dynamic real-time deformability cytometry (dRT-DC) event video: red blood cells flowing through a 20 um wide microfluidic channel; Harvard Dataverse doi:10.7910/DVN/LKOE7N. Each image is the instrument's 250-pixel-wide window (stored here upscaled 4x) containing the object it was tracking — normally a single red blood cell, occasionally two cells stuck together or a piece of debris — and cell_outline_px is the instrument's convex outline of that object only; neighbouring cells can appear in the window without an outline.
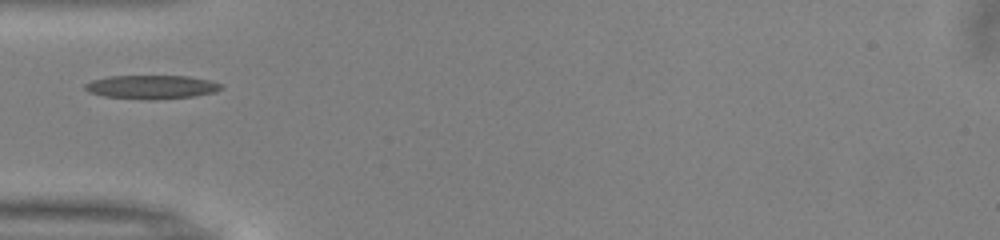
{"species": "common noctule bat (a hibernating species)", "species_latin": "Nyctalus noctula", "temperature_condition": "warm", "stored_images_in_passage": 25, "camera_frame_rate_fps": 3000, "um_per_image_px": 0.085, "animal": {"sex": "male", "body_mass_g": 13.0, "forearm_length_mm": 53.1}, "frame": {"image": 1, "passage_image": 1, "time_ms": 0.0, "image_size_px": [1000, 240], "cell_outline_px": [[224, 88], [216, 92], [192, 96], [156, 100], [148, 100], [104, 96], [88, 92], [84, 88], [84, 84], [92, 80], [108, 76], [188, 76], [212, 80], [224, 84]], "centroid_in_image_um": [12.92, 7.39], "position_along_channel_um": 72.1, "area_um2": 19.07}}
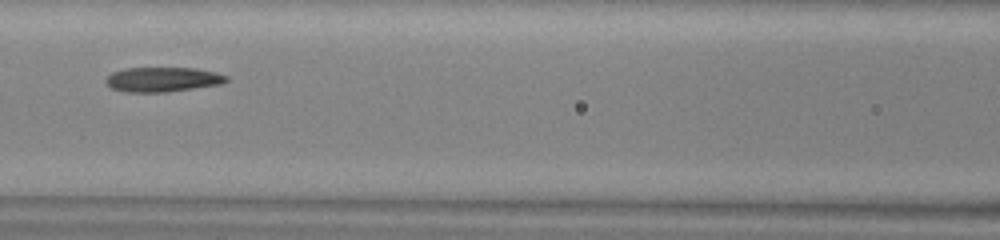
{"frame": {"image": 2, "passage_image": 7, "time_ms": 2.0, "image_size_px": [1000, 240], "cell_outline_px": [[228, 80], [220, 84], [164, 92], [124, 92], [112, 88], [104, 80], [112, 72], [124, 68], [196, 68], [216, 72], [228, 76]], "centroid_in_image_um": [13.81, 6.74], "position_along_channel_um": 152.8, "area_um2": 17.22}}
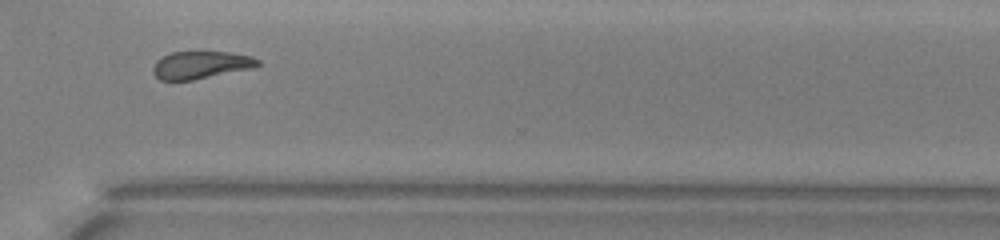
{"frame": {"image": 3, "passage_image": 22, "time_ms": 7.0, "image_size_px": [1000, 240], "cell_outline_px": [[260, 64], [252, 68], [192, 80], [160, 80], [152, 72], [152, 68], [156, 60], [172, 52], [232, 52], [252, 56], [260, 60]], "centroid_in_image_um": [17.07, 5.51], "position_along_channel_um": 353.5, "area_um2": 16.76}}